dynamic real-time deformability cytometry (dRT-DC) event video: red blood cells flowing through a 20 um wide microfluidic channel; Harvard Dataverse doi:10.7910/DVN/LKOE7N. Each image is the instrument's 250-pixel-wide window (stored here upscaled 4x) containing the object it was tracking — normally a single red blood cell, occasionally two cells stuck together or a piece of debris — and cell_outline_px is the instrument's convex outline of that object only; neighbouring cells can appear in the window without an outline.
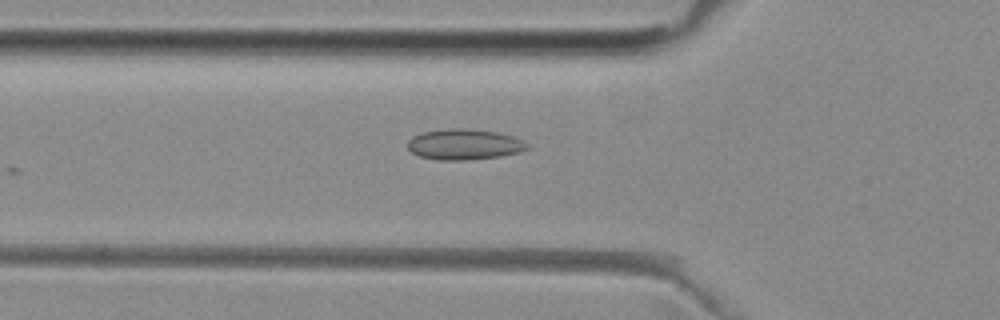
{"species": "common noctule bat (a hibernating species)", "species_latin": "Nyctalus noctula", "temperature_condition": "room temperature", "stored_images_in_passage": 8, "camera_frame_rate_fps": 3000, "um_per_image_px": 0.085, "animal": {"sex": "female", "body_mass_g": 29.2, "forearm_length_mm": 56.3}, "frame": {"image": 1, "passage_image": 4, "time_ms": 1.0, "image_size_px": [1000, 320], "cell_outline_px": [[528, 148], [520, 152], [500, 156], [464, 160], [436, 160], [420, 156], [412, 152], [408, 148], [408, 140], [412, 136], [424, 132], [448, 128], [468, 128], [496, 132], [512, 136], [524, 140], [528, 144]], "centroid_in_image_um": [39.46, 12.27], "position_along_channel_um": 86.3, "area_um2": 21.39}}
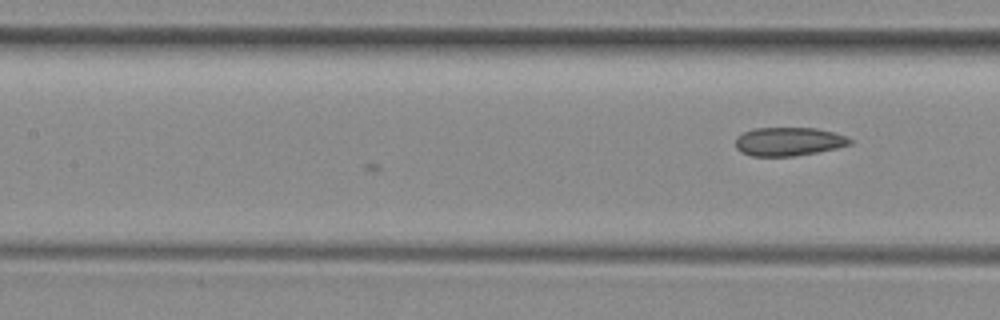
{"frame": {"image": 2, "passage_image": 8, "time_ms": 2.333, "image_size_px": [1000, 320], "cell_outline_px": [[852, 144], [836, 148], [816, 152], [792, 156], [752, 156], [740, 152], [736, 148], [736, 136], [752, 128], [816, 128], [836, 132], [852, 140]], "centroid_in_image_um": [67.01, 12.02], "position_along_channel_um": 140.4, "area_um2": 19.07}}